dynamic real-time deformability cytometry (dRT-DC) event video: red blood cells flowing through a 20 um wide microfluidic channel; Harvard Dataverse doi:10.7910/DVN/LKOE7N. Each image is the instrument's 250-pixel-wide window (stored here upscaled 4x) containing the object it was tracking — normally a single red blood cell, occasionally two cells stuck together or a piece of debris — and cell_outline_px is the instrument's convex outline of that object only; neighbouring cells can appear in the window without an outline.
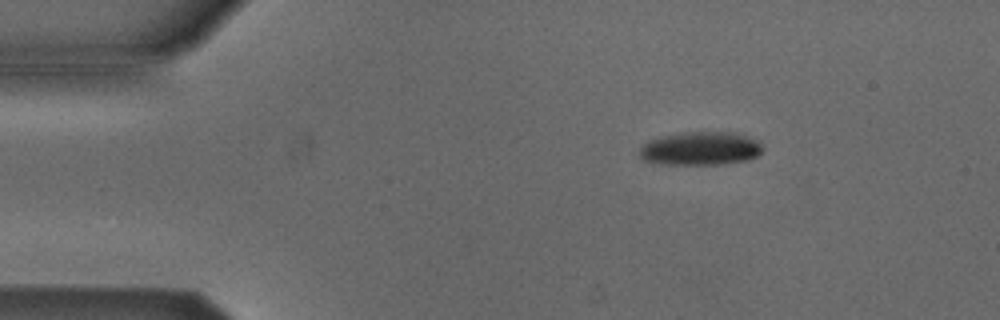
{"species": "Egyptian fruit bat (a non-hibernating species)", "species_latin": "Rousettus aegyptiacus", "temperature_condition": "cold", "stored_images_in_passage": 3, "camera_frame_rate_fps": 3000, "um_per_image_px": 0.085, "animal": {"sex": "male"}, "frame": {"image": 1, "passage_image": 1, "time_ms": 0.0, "image_size_px": [1000, 320], "cell_outline_px": [[764, 148], [756, 156], [748, 160], [720, 164], [660, 164], [644, 160], [640, 156], [640, 148], [648, 140], [660, 136], [680, 132], [736, 132], [748, 136], [756, 140]], "centroid_in_image_um": [59.53, 12.61], "position_along_channel_um": 25.5, "area_um2": 24.1}}
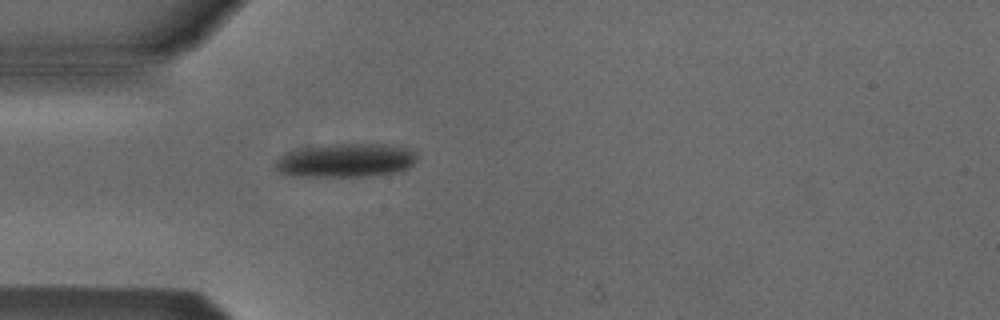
{"frame": {"image": 2, "passage_image": 3, "time_ms": 2.333, "image_size_px": [1000, 320], "cell_outline_px": [[416, 160], [408, 168], [400, 172], [368, 176], [292, 176], [280, 172], [276, 168], [276, 160], [280, 156], [288, 152], [300, 148], [332, 144], [388, 144], [408, 148], [412, 152]], "centroid_in_image_um": [29.39, 13.63], "position_along_channel_um": 55.6, "area_um2": 27.74}}